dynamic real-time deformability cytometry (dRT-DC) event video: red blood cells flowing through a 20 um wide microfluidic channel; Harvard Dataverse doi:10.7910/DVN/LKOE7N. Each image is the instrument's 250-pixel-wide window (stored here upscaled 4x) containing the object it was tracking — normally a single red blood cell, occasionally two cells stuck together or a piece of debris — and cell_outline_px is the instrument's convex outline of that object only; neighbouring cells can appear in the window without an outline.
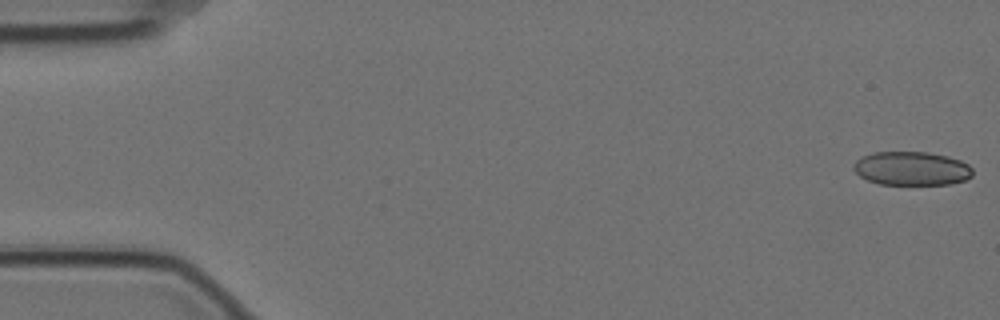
{"species": "Egyptian fruit bat (a non-hibernating species)", "species_latin": "Rousettus aegyptiacus", "temperature_condition": "cold", "stored_images_in_passage": 57, "camera_frame_rate_fps": 3000, "um_per_image_px": 0.085, "animal": {"sex": "female"}, "frame": {"image": 1, "passage_image": 1, "time_ms": 0.0, "image_size_px": [1000, 320], "cell_outline_px": [[972, 176], [964, 180], [952, 184], [880, 184], [868, 180], [860, 176], [852, 168], [852, 164], [860, 156], [872, 152], [928, 152], [948, 156], [960, 160], [968, 164], [972, 168]], "centroid_in_image_um": [77.47, 14.31], "position_along_channel_um": 7.5, "area_um2": 23.58}}
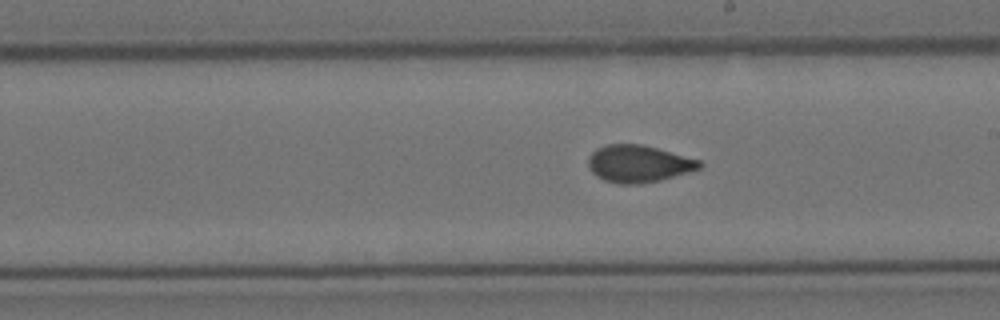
{"frame": {"image": 2, "passage_image": 32, "time_ms": 10.333, "image_size_px": [1000, 320], "cell_outline_px": [[704, 164], [700, 168], [688, 172], [660, 180], [640, 184], [620, 184], [604, 180], [596, 176], [588, 168], [588, 156], [596, 148], [608, 144], [640, 144], [656, 148], [700, 160]], "centroid_in_image_um": [54.24, 13.92], "position_along_channel_um": 234.8, "area_um2": 24.04}}
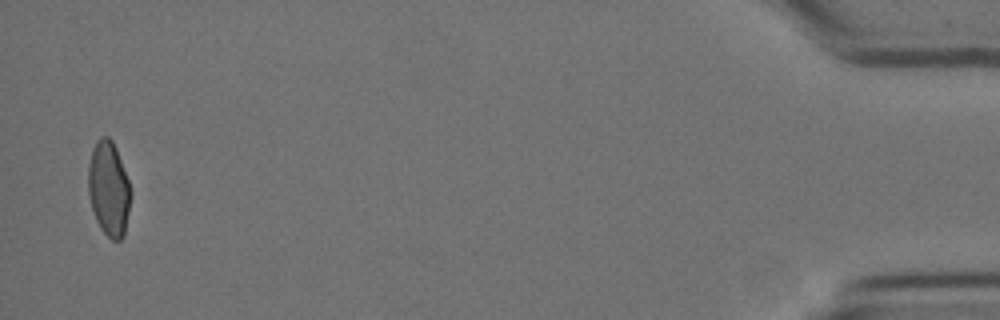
{"frame": {"image": 3, "passage_image": 56, "time_ms": 18.333, "image_size_px": [1000, 320], "cell_outline_px": [[132, 196], [124, 236], [120, 240], [112, 240], [100, 228], [96, 220], [88, 196], [88, 164], [92, 148], [96, 140], [100, 136], [108, 136], [112, 140], [116, 148], [128, 180], [132, 192]], "centroid_in_image_um": [9.24, 16.03], "position_along_channel_um": 426.0, "area_um2": 23.76}}